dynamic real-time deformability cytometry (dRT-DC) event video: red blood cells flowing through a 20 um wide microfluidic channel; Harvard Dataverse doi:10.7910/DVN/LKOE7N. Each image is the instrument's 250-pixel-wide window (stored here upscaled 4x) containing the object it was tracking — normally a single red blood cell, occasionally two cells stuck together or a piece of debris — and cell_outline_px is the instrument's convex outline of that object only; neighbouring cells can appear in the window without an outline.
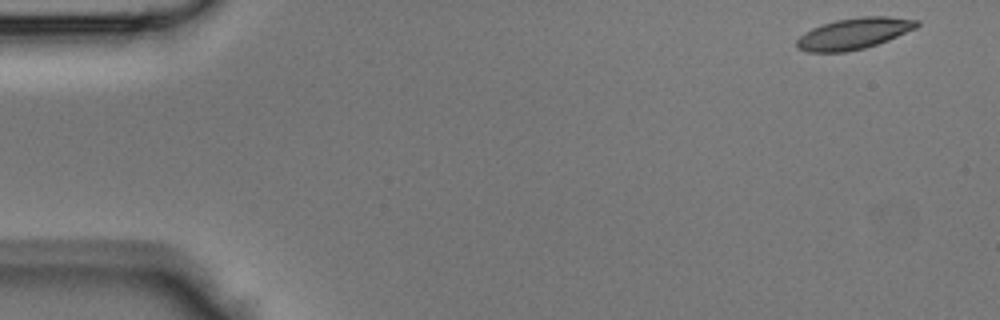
{"species": "Egyptian fruit bat (a non-hibernating species)", "species_latin": "Rousettus aegyptiacus", "temperature_condition": "room temperature", "stored_images_in_passage": 43, "camera_frame_rate_fps": 3000, "um_per_image_px": 0.085, "animal": {"sex": "male"}, "frame": {"image": 1, "passage_image": 1, "time_ms": 0.0, "image_size_px": [1000, 320], "cell_outline_px": [[920, 24], [916, 28], [888, 40], [864, 48], [844, 52], [808, 52], [796, 48], [796, 40], [804, 32], [812, 28], [836, 20], [860, 16], [888, 16], [920, 20]], "centroid_in_image_um": [72.58, 2.85], "position_along_channel_um": 12.4, "area_um2": 21.85}}
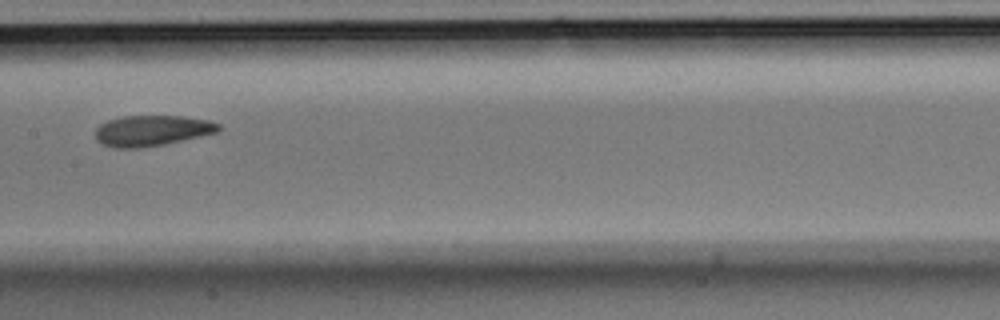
{"frame": {"image": 2, "passage_image": 21, "time_ms": 6.667, "image_size_px": [1000, 320], "cell_outline_px": [[220, 132], [164, 144], [136, 148], [116, 148], [104, 144], [96, 140], [96, 128], [100, 124], [108, 120], [124, 116], [180, 116], [208, 120], [220, 124]], "centroid_in_image_um": [12.93, 11.1], "position_along_channel_um": 194.5, "area_um2": 21.91}}
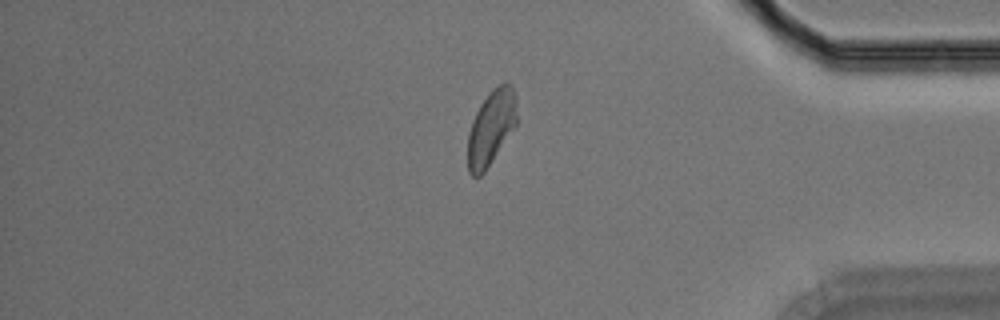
{"frame": {"image": 3, "passage_image": 36, "time_ms": 11.667, "image_size_px": [1000, 320], "cell_outline_px": [[516, 124], [484, 172], [480, 176], [472, 176], [468, 172], [468, 132], [472, 120], [480, 104], [488, 92], [492, 88], [504, 80], [512, 84], [516, 100]], "centroid_in_image_um": [41.73, 10.79], "position_along_channel_um": 393.5, "area_um2": 21.39}}